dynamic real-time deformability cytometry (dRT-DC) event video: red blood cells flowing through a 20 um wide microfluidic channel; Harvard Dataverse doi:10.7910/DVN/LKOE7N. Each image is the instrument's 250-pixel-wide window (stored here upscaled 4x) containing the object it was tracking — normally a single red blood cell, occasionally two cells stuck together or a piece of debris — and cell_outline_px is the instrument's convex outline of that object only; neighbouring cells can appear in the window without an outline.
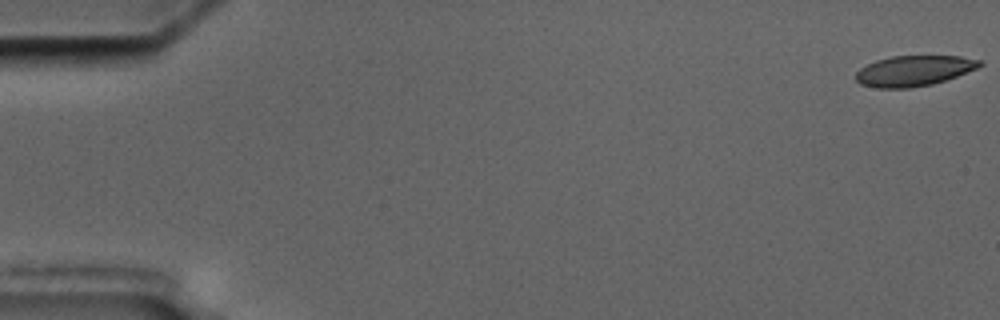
{"species": "common noctule bat (a hibernating species)", "species_latin": "Nyctalus noctula", "temperature_condition": "cold", "stored_images_in_passage": 8, "camera_frame_rate_fps": 3000, "um_per_image_px": 0.085, "animal": {"sex": "male", "body_mass_g": 17.5, "forearm_length_mm": 52.3}, "frame": {"image": 1, "passage_image": 1, "time_ms": 0.0, "image_size_px": [1000, 320], "cell_outline_px": [[984, 64], [976, 68], [956, 76], [932, 84], [908, 88], [876, 88], [860, 84], [856, 80], [856, 72], [860, 68], [876, 60], [892, 56], [960, 56], [980, 60]], "centroid_in_image_um": [77.65, 6.01], "position_along_channel_um": 7.4, "area_um2": 21.85}}
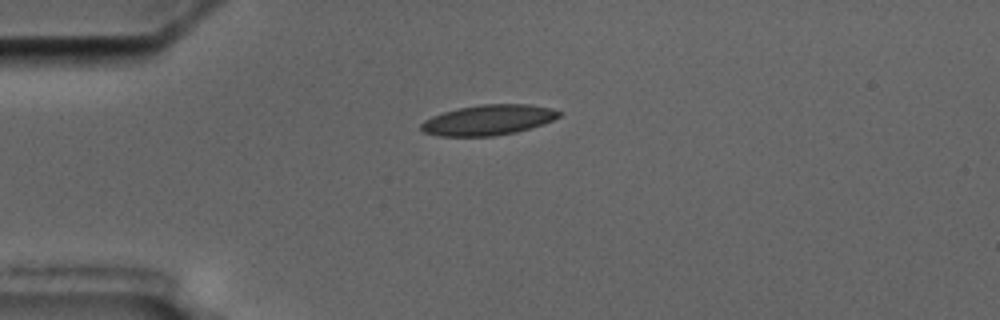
{"frame": {"image": 2, "passage_image": 5, "time_ms": 4.667, "image_size_px": [1000, 320], "cell_outline_px": [[560, 116], [544, 124], [516, 132], [496, 136], [440, 136], [424, 132], [420, 128], [420, 124], [424, 120], [432, 116], [444, 112], [460, 108], [480, 104], [528, 104], [552, 108], [560, 112]], "centroid_in_image_um": [41.51, 10.2], "position_along_channel_um": 43.5, "area_um2": 24.33}}
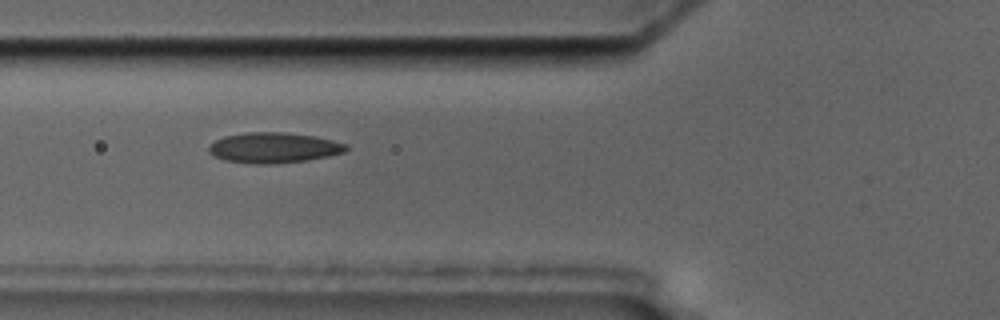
{"frame": {"image": 3, "passage_image": 7, "time_ms": 7.0, "image_size_px": [1000, 320], "cell_outline_px": [[348, 148], [344, 152], [328, 156], [304, 160], [268, 164], [256, 164], [228, 160], [216, 156], [208, 152], [208, 148], [216, 140], [224, 136], [248, 132], [284, 132], [316, 136], [348, 144]], "centroid_in_image_um": [23.3, 12.54], "position_along_channel_um": 102.5, "area_um2": 24.04}}